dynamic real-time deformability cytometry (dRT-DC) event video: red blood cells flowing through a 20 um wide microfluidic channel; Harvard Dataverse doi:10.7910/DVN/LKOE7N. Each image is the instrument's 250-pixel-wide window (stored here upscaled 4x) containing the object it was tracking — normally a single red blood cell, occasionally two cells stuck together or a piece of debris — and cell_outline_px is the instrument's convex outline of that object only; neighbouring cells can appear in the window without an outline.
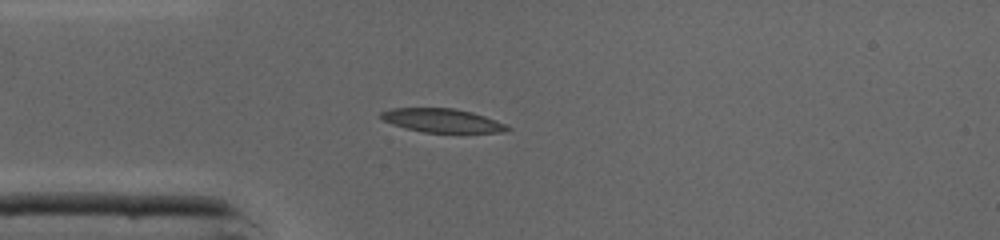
{"species": "common noctule bat (a hibernating species)", "species_latin": "Nyctalus noctula", "temperature_condition": "cold", "stored_images_in_passage": 44, "camera_frame_rate_fps": 3000, "um_per_image_px": 0.085, "animal": {"sex": "male", "body_mass_g": 19.0, "forearm_length_mm": 50.8}, "frame": {"image": 1, "passage_image": 10, "time_ms": 3.0, "image_size_px": [1000, 240], "cell_outline_px": [[512, 128], [504, 132], [424, 132], [404, 128], [392, 124], [384, 120], [380, 116], [380, 112], [392, 108], [452, 108], [472, 112], [484, 116], [504, 124]], "centroid_in_image_um": [37.55, 10.24], "position_along_channel_um": 47.5, "area_um2": 17.22}}
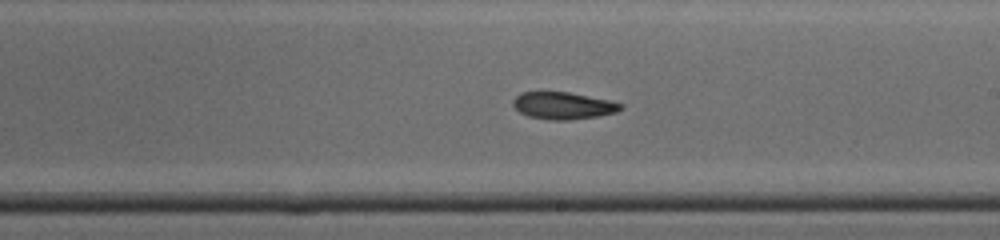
{"frame": {"image": 2, "passage_image": 24, "time_ms": 7.667, "image_size_px": [1000, 240], "cell_outline_px": [[624, 108], [616, 112], [596, 116], [568, 120], [548, 120], [528, 116], [520, 112], [512, 104], [512, 100], [520, 92], [568, 92], [608, 100], [624, 104]], "centroid_in_image_um": [47.85, 8.98], "position_along_channel_um": 241.1, "area_um2": 16.94}}
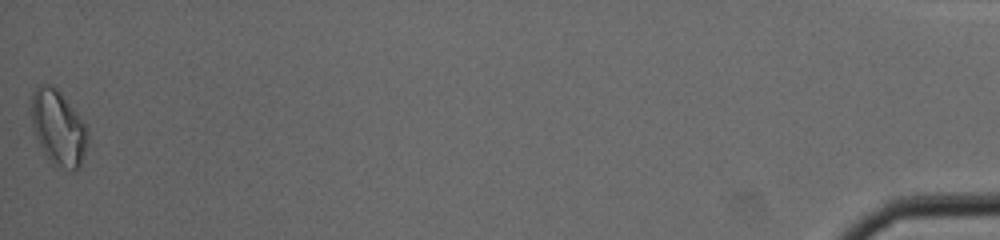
{"frame": {"image": 3, "passage_image": 44, "time_ms": 14.333, "image_size_px": [1000, 240], "cell_outline_px": [[88, 144], [80, 168], [72, 168], [52, 164], [44, 152], [36, 136], [32, 124], [32, 96], [36, 88], [40, 84], [52, 84], [60, 92], [88, 128]], "centroid_in_image_um": [4.98, 10.85], "position_along_channel_um": 430.2, "area_um2": 24.16}}